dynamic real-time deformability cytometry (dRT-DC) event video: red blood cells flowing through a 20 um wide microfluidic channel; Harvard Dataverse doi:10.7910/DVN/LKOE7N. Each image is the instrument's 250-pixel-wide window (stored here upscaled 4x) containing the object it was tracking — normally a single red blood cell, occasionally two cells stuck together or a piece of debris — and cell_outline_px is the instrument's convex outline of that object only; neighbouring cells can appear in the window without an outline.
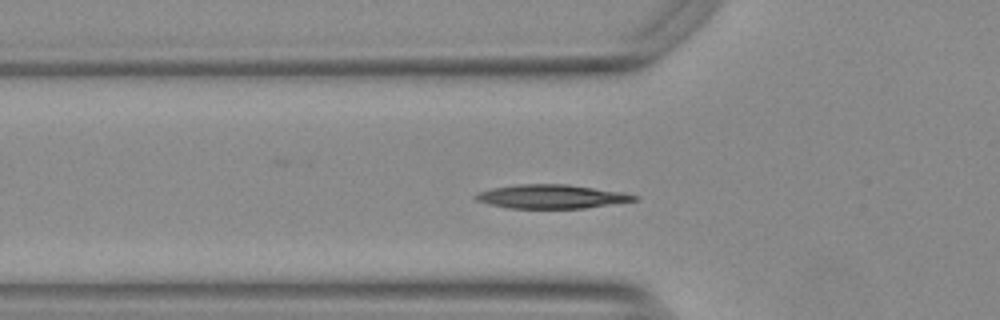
{"species": "Egyptian fruit bat (a non-hibernating species)", "species_latin": "Rousettus aegyptiacus", "temperature_condition": "warm", "stored_images_in_passage": 52, "camera_frame_rate_fps": 3000, "um_per_image_px": 0.085, "animal": {"sex": "female"}, "frame": {"image": 1, "passage_image": 15, "time_ms": 4.667, "image_size_px": [1000, 320], "cell_outline_px": [[640, 196], [636, 200], [584, 208], [508, 208], [488, 204], [476, 200], [476, 192], [492, 188], [520, 184], [568, 184], [624, 192]], "centroid_in_image_um": [46.87, 16.7], "position_along_channel_um": 78.9, "area_um2": 21.96}}
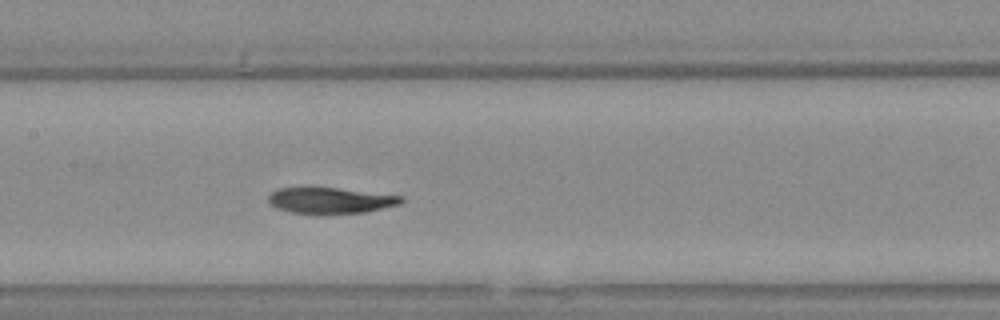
{"frame": {"image": 2, "passage_image": 23, "time_ms": 7.333, "image_size_px": [1000, 320], "cell_outline_px": [[404, 200], [400, 204], [364, 212], [292, 212], [276, 208], [268, 204], [268, 196], [272, 192], [280, 188], [336, 188], [404, 196]], "centroid_in_image_um": [28.08, 17.02], "position_along_channel_um": 179.3, "area_um2": 19.42}}
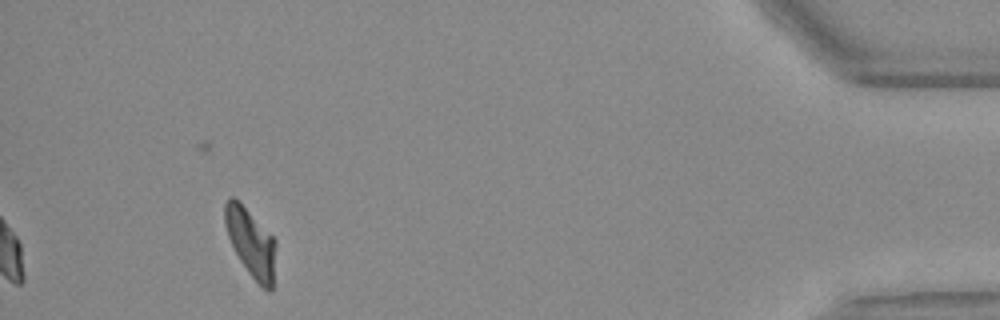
{"frame": {"image": 3, "passage_image": 47, "time_ms": 15.333, "image_size_px": [1000, 320], "cell_outline_px": [[276, 244], [272, 288], [268, 292], [248, 272], [240, 260], [228, 236], [224, 224], [224, 204], [232, 196], [276, 240]], "centroid_in_image_um": [21.32, 20.64], "position_along_channel_um": 413.9, "area_um2": 19.48}, "authors_computed_cell_mechanics": {"area_um2": 21.1259, "velocity_mm_per_s": 3.7608, "shape_relaxation_time_tau1_ms": 7.708, "shape_relaxation_time_tau2_ms": 6.1611, "deformation_change_tau1": 0.2286, "deformation_change_tau2": 0.1125}}